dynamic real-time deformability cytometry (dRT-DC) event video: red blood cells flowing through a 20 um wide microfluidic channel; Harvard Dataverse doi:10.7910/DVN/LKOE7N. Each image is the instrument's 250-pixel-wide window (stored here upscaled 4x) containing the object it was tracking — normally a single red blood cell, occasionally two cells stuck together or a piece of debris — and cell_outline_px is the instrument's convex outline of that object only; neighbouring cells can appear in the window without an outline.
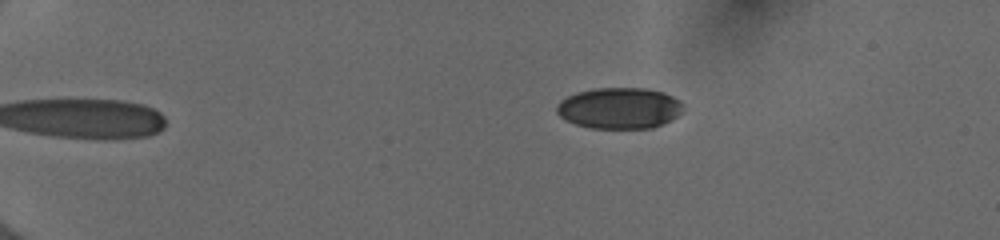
{"species": "human", "species_latin": "Homo sapiens", "temperature_condition": "cold", "stored_images_in_passage": 43, "camera_frame_rate_fps": 3000, "um_per_image_px": 0.085, "donor": {"sex": "female"}, "frame": {"image": 1, "passage_image": 1, "time_ms": 0.0, "image_size_px": [1000, 240], "cell_outline_px": [[680, 112], [672, 120], [664, 124], [652, 128], [592, 128], [576, 124], [564, 120], [556, 112], [556, 104], [560, 100], [576, 92], [596, 88], [644, 88], [664, 92], [680, 100]], "centroid_in_image_um": [52.61, 9.19], "position_along_channel_um": 32.4, "area_um2": 30.35}}
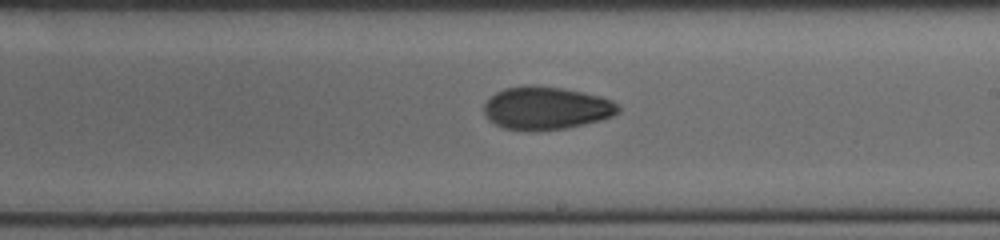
{"frame": {"image": 2, "passage_image": 24, "time_ms": 7.667, "image_size_px": [1000, 240], "cell_outline_px": [[620, 112], [612, 116], [600, 120], [568, 128], [504, 128], [488, 120], [484, 112], [484, 104], [496, 92], [504, 88], [524, 84], [536, 84], [560, 88], [600, 96], [612, 100], [620, 108]], "centroid_in_image_um": [46.43, 9.14], "position_along_channel_um": 242.6, "area_um2": 32.95}}
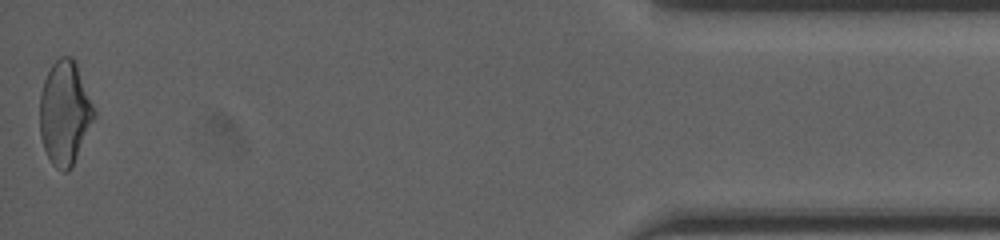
{"frame": {"image": 3, "passage_image": 43, "time_ms": 14.0, "image_size_px": [1000, 240], "cell_outline_px": [[96, 116], [68, 172], [64, 172], [56, 168], [52, 164], [44, 148], [40, 136], [40, 92], [44, 80], [52, 64], [60, 56], [72, 56], [76, 60], [96, 112]], "centroid_in_image_um": [5.5, 9.55], "position_along_channel_um": 429.7, "area_um2": 32.77}, "authors_computed_cell_mechanics": {"area_um2": 32.7148, "velocity_mm_per_s": 4.0268, "shape_relaxation_time_tau1_ms": null, "shape_relaxation_time_tau2_ms": 2.9569, "deformation_change_tau1": null, "deformation_change_tau2": 0.0738}}